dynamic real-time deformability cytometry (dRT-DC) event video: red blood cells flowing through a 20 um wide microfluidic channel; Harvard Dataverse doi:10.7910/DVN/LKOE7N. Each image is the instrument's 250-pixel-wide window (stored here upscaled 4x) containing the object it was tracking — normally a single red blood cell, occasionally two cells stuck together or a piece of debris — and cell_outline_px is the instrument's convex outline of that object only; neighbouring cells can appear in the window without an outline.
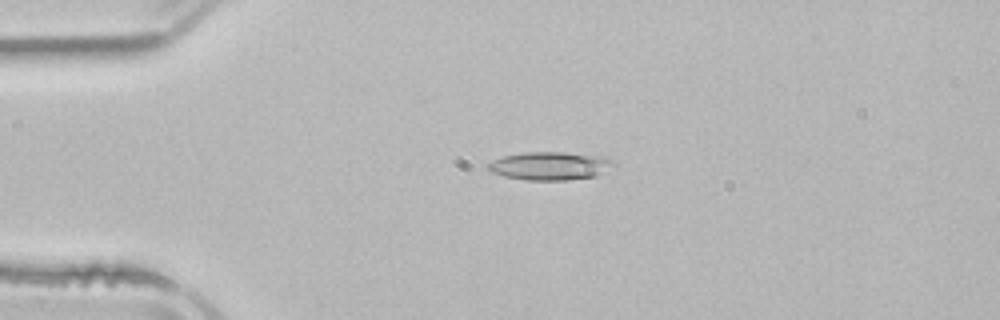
{"species": "common noctule bat (a hibernating species)", "species_latin": "Nyctalus noctula", "temperature_condition": "room temperature", "stored_images_in_passage": 2, "camera_frame_rate_fps": 3000, "um_per_image_px": 0.085, "animal": {"sex": "male", "body_mass_g": 21.5, "forearm_length_mm": 52.0}, "frame": {"image": 1, "passage_image": 2, "time_ms": 1.333, "image_size_px": [1000, 320], "cell_outline_px": [[616, 164], [596, 176], [568, 180], [528, 180], [504, 176], [492, 172], [488, 168], [488, 164], [504, 156], [524, 152], [564, 152], [604, 156], [612, 160]], "centroid_in_image_um": [46.8, 14.09], "position_along_channel_um": 38.2, "area_um2": 20.46}}